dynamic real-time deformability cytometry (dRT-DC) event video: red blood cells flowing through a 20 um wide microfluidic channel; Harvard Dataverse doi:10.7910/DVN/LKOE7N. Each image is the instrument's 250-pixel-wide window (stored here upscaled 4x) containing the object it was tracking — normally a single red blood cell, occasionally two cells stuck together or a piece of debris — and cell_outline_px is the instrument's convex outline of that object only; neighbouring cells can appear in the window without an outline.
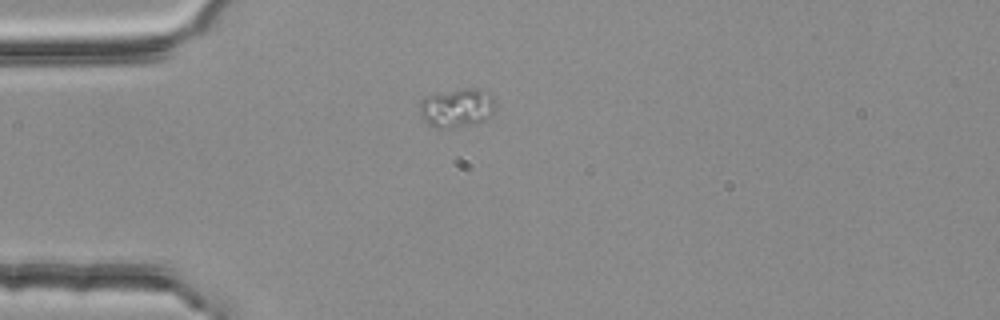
{"species": "common noctule bat (a hibernating species)", "species_latin": "Nyctalus noctula", "temperature_condition": "room temperature", "stored_images_in_passage": 4, "segment_of_instrument_passage": [2, 2], "camera_frame_rate_fps": 3000, "um_per_image_px": 0.085, "animal": {"sex": "female", "body_mass_g": 25.1}, "frame": {"image": 1, "passage_image": 4, "time_ms": 1.0, "image_size_px": [1000, 320], "cell_outline_px": [[496, 104], [492, 112], [484, 120], [472, 124], [452, 128], [436, 128], [428, 124], [420, 116], [420, 104], [428, 96], [460, 88], [480, 88], [492, 96], [496, 100]], "centroid_in_image_um": [38.86, 9.17], "position_along_channel_um": 46.1, "area_um2": 17.05}}